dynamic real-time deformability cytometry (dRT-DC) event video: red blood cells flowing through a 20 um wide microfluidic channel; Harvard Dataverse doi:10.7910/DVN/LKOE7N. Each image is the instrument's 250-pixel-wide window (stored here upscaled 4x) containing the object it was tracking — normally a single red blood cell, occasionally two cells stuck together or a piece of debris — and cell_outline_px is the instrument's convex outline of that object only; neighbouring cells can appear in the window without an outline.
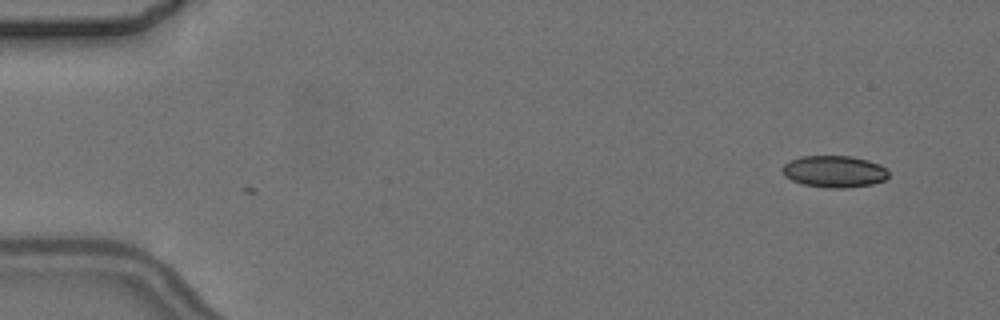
{"species": "common noctule bat (a hibernating species)", "species_latin": "Nyctalus noctula", "temperature_condition": "cold", "stored_images_in_passage": 4, "camera_frame_rate_fps": 3000, "um_per_image_px": 0.085, "animal": {"sex": "female", "body_mass_g": 24.6, "forearm_length_mm": 56.2}, "frame": {"image": 1, "passage_image": 1, "time_ms": 0.0, "image_size_px": [1000, 320], "cell_outline_px": [[888, 176], [884, 180], [872, 184], [844, 188], [828, 188], [804, 184], [792, 180], [784, 176], [780, 168], [788, 160], [800, 156], [852, 156], [868, 160], [880, 164], [888, 172]], "centroid_in_image_um": [70.87, 14.57], "position_along_channel_um": 14.1, "area_um2": 19.77}}